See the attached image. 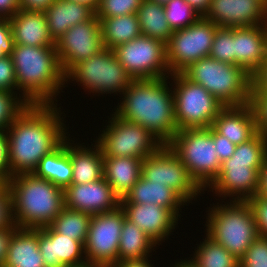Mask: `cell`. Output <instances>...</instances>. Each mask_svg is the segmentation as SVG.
I'll return each mask as SVG.
<instances>
[{
  "label": "cell",
  "instance_id": "6da1fadb",
  "mask_svg": "<svg viewBox=\"0 0 267 267\" xmlns=\"http://www.w3.org/2000/svg\"><path fill=\"white\" fill-rule=\"evenodd\" d=\"M59 112L55 104H31L5 130L8 138L9 178L17 174L33 173L43 156L69 138Z\"/></svg>",
  "mask_w": 267,
  "mask_h": 267
},
{
  "label": "cell",
  "instance_id": "7a4b0ae2",
  "mask_svg": "<svg viewBox=\"0 0 267 267\" xmlns=\"http://www.w3.org/2000/svg\"><path fill=\"white\" fill-rule=\"evenodd\" d=\"M166 80H133L115 110L122 119L143 126L163 145H168L178 131L173 91L170 93Z\"/></svg>",
  "mask_w": 267,
  "mask_h": 267
},
{
  "label": "cell",
  "instance_id": "3957f363",
  "mask_svg": "<svg viewBox=\"0 0 267 267\" xmlns=\"http://www.w3.org/2000/svg\"><path fill=\"white\" fill-rule=\"evenodd\" d=\"M17 90L29 104L53 105L65 84L56 46L14 44L12 54Z\"/></svg>",
  "mask_w": 267,
  "mask_h": 267
},
{
  "label": "cell",
  "instance_id": "277c9868",
  "mask_svg": "<svg viewBox=\"0 0 267 267\" xmlns=\"http://www.w3.org/2000/svg\"><path fill=\"white\" fill-rule=\"evenodd\" d=\"M14 222L19 228L49 226L65 207L64 190L51 181L22 173L7 180Z\"/></svg>",
  "mask_w": 267,
  "mask_h": 267
},
{
  "label": "cell",
  "instance_id": "5b68a950",
  "mask_svg": "<svg viewBox=\"0 0 267 267\" xmlns=\"http://www.w3.org/2000/svg\"><path fill=\"white\" fill-rule=\"evenodd\" d=\"M182 73L224 106H242L251 102L253 76L239 65L220 62L208 56L191 63Z\"/></svg>",
  "mask_w": 267,
  "mask_h": 267
},
{
  "label": "cell",
  "instance_id": "8992f818",
  "mask_svg": "<svg viewBox=\"0 0 267 267\" xmlns=\"http://www.w3.org/2000/svg\"><path fill=\"white\" fill-rule=\"evenodd\" d=\"M213 206L206 222V234L238 260L259 236L254 213L247 201Z\"/></svg>",
  "mask_w": 267,
  "mask_h": 267
},
{
  "label": "cell",
  "instance_id": "52a82bcc",
  "mask_svg": "<svg viewBox=\"0 0 267 267\" xmlns=\"http://www.w3.org/2000/svg\"><path fill=\"white\" fill-rule=\"evenodd\" d=\"M168 145L203 190L217 178L221 162L215 151L212 127L179 130Z\"/></svg>",
  "mask_w": 267,
  "mask_h": 267
},
{
  "label": "cell",
  "instance_id": "ba28073f",
  "mask_svg": "<svg viewBox=\"0 0 267 267\" xmlns=\"http://www.w3.org/2000/svg\"><path fill=\"white\" fill-rule=\"evenodd\" d=\"M170 77L175 83L172 91L178 131L211 127L225 106L201 85L189 80L182 72L173 73Z\"/></svg>",
  "mask_w": 267,
  "mask_h": 267
},
{
  "label": "cell",
  "instance_id": "9c48e42d",
  "mask_svg": "<svg viewBox=\"0 0 267 267\" xmlns=\"http://www.w3.org/2000/svg\"><path fill=\"white\" fill-rule=\"evenodd\" d=\"M68 79L80 82L90 93L99 94H111V92L123 94L133 81L119 63L114 51L109 48H104L98 54L74 65L65 74V82Z\"/></svg>",
  "mask_w": 267,
  "mask_h": 267
},
{
  "label": "cell",
  "instance_id": "30bf717a",
  "mask_svg": "<svg viewBox=\"0 0 267 267\" xmlns=\"http://www.w3.org/2000/svg\"><path fill=\"white\" fill-rule=\"evenodd\" d=\"M112 114L110 125L95 141L104 157H133L144 159L163 144L143 126Z\"/></svg>",
  "mask_w": 267,
  "mask_h": 267
},
{
  "label": "cell",
  "instance_id": "8fae6325",
  "mask_svg": "<svg viewBox=\"0 0 267 267\" xmlns=\"http://www.w3.org/2000/svg\"><path fill=\"white\" fill-rule=\"evenodd\" d=\"M113 51L119 63L133 80L160 79L171 76L167 63L166 44L158 39L140 35L136 39L117 46Z\"/></svg>",
  "mask_w": 267,
  "mask_h": 267
},
{
  "label": "cell",
  "instance_id": "7c38bea8",
  "mask_svg": "<svg viewBox=\"0 0 267 267\" xmlns=\"http://www.w3.org/2000/svg\"><path fill=\"white\" fill-rule=\"evenodd\" d=\"M217 27L214 22L201 16L194 24L173 31L166 44L170 73L182 72L191 63L208 57Z\"/></svg>",
  "mask_w": 267,
  "mask_h": 267
},
{
  "label": "cell",
  "instance_id": "4fadbf2b",
  "mask_svg": "<svg viewBox=\"0 0 267 267\" xmlns=\"http://www.w3.org/2000/svg\"><path fill=\"white\" fill-rule=\"evenodd\" d=\"M141 175L150 182L165 184L187 203L203 191L169 145H162L143 159Z\"/></svg>",
  "mask_w": 267,
  "mask_h": 267
},
{
  "label": "cell",
  "instance_id": "5bb4252c",
  "mask_svg": "<svg viewBox=\"0 0 267 267\" xmlns=\"http://www.w3.org/2000/svg\"><path fill=\"white\" fill-rule=\"evenodd\" d=\"M124 209L92 215L84 244L86 262L104 267L117 264L118 246L124 218Z\"/></svg>",
  "mask_w": 267,
  "mask_h": 267
},
{
  "label": "cell",
  "instance_id": "9a60e30c",
  "mask_svg": "<svg viewBox=\"0 0 267 267\" xmlns=\"http://www.w3.org/2000/svg\"><path fill=\"white\" fill-rule=\"evenodd\" d=\"M55 46L62 70L66 74L74 65L104 49L100 20L95 15L91 20L69 28L55 42Z\"/></svg>",
  "mask_w": 267,
  "mask_h": 267
},
{
  "label": "cell",
  "instance_id": "2e32d148",
  "mask_svg": "<svg viewBox=\"0 0 267 267\" xmlns=\"http://www.w3.org/2000/svg\"><path fill=\"white\" fill-rule=\"evenodd\" d=\"M262 165L263 162L232 161L230 157L221 163L217 178L208 187L220 197L236 196L234 201H248L258 193Z\"/></svg>",
  "mask_w": 267,
  "mask_h": 267
},
{
  "label": "cell",
  "instance_id": "e0dca14e",
  "mask_svg": "<svg viewBox=\"0 0 267 267\" xmlns=\"http://www.w3.org/2000/svg\"><path fill=\"white\" fill-rule=\"evenodd\" d=\"M64 200L66 208L90 215L113 211L121 204L104 177L88 184H71L64 190Z\"/></svg>",
  "mask_w": 267,
  "mask_h": 267
},
{
  "label": "cell",
  "instance_id": "ac0fdd59",
  "mask_svg": "<svg viewBox=\"0 0 267 267\" xmlns=\"http://www.w3.org/2000/svg\"><path fill=\"white\" fill-rule=\"evenodd\" d=\"M218 27L267 24V7L260 0H211L204 16Z\"/></svg>",
  "mask_w": 267,
  "mask_h": 267
},
{
  "label": "cell",
  "instance_id": "d6986e66",
  "mask_svg": "<svg viewBox=\"0 0 267 267\" xmlns=\"http://www.w3.org/2000/svg\"><path fill=\"white\" fill-rule=\"evenodd\" d=\"M38 246L45 267H73L86 263L84 245L57 233L50 225L38 228ZM82 256V257H81Z\"/></svg>",
  "mask_w": 267,
  "mask_h": 267
},
{
  "label": "cell",
  "instance_id": "ffe728a7",
  "mask_svg": "<svg viewBox=\"0 0 267 267\" xmlns=\"http://www.w3.org/2000/svg\"><path fill=\"white\" fill-rule=\"evenodd\" d=\"M235 65L254 76L267 61V24L234 27Z\"/></svg>",
  "mask_w": 267,
  "mask_h": 267
},
{
  "label": "cell",
  "instance_id": "44dd1931",
  "mask_svg": "<svg viewBox=\"0 0 267 267\" xmlns=\"http://www.w3.org/2000/svg\"><path fill=\"white\" fill-rule=\"evenodd\" d=\"M126 218L136 224L156 244L168 238L178 217L168 208L157 204L121 203ZM170 233V234H169Z\"/></svg>",
  "mask_w": 267,
  "mask_h": 267
},
{
  "label": "cell",
  "instance_id": "7402d4cb",
  "mask_svg": "<svg viewBox=\"0 0 267 267\" xmlns=\"http://www.w3.org/2000/svg\"><path fill=\"white\" fill-rule=\"evenodd\" d=\"M211 127L235 145L248 142L258 133L256 115L251 103L225 106Z\"/></svg>",
  "mask_w": 267,
  "mask_h": 267
},
{
  "label": "cell",
  "instance_id": "603a6c76",
  "mask_svg": "<svg viewBox=\"0 0 267 267\" xmlns=\"http://www.w3.org/2000/svg\"><path fill=\"white\" fill-rule=\"evenodd\" d=\"M14 44L55 46L44 12L19 10L9 19Z\"/></svg>",
  "mask_w": 267,
  "mask_h": 267
},
{
  "label": "cell",
  "instance_id": "cb8c5ba5",
  "mask_svg": "<svg viewBox=\"0 0 267 267\" xmlns=\"http://www.w3.org/2000/svg\"><path fill=\"white\" fill-rule=\"evenodd\" d=\"M44 14L49 34L56 42L69 28L91 20L96 15V11L86 4L75 1L55 0Z\"/></svg>",
  "mask_w": 267,
  "mask_h": 267
},
{
  "label": "cell",
  "instance_id": "d4e9b609",
  "mask_svg": "<svg viewBox=\"0 0 267 267\" xmlns=\"http://www.w3.org/2000/svg\"><path fill=\"white\" fill-rule=\"evenodd\" d=\"M121 203L157 204L170 209L177 217L179 209L186 201L165 184L153 183L142 175L133 188L121 199Z\"/></svg>",
  "mask_w": 267,
  "mask_h": 267
},
{
  "label": "cell",
  "instance_id": "484cf974",
  "mask_svg": "<svg viewBox=\"0 0 267 267\" xmlns=\"http://www.w3.org/2000/svg\"><path fill=\"white\" fill-rule=\"evenodd\" d=\"M142 161L133 157H103V177L120 200L141 177Z\"/></svg>",
  "mask_w": 267,
  "mask_h": 267
},
{
  "label": "cell",
  "instance_id": "4316f807",
  "mask_svg": "<svg viewBox=\"0 0 267 267\" xmlns=\"http://www.w3.org/2000/svg\"><path fill=\"white\" fill-rule=\"evenodd\" d=\"M2 267H45L38 246V228H18L14 232Z\"/></svg>",
  "mask_w": 267,
  "mask_h": 267
},
{
  "label": "cell",
  "instance_id": "83f0119b",
  "mask_svg": "<svg viewBox=\"0 0 267 267\" xmlns=\"http://www.w3.org/2000/svg\"><path fill=\"white\" fill-rule=\"evenodd\" d=\"M70 139H65L56 149L42 157L33 171L36 177L51 181L65 190L71 185L72 164L70 160Z\"/></svg>",
  "mask_w": 267,
  "mask_h": 267
},
{
  "label": "cell",
  "instance_id": "f1b7e54d",
  "mask_svg": "<svg viewBox=\"0 0 267 267\" xmlns=\"http://www.w3.org/2000/svg\"><path fill=\"white\" fill-rule=\"evenodd\" d=\"M94 148L82 147L81 144L70 145L72 164L71 184H88L103 178V153L95 143Z\"/></svg>",
  "mask_w": 267,
  "mask_h": 267
},
{
  "label": "cell",
  "instance_id": "f546056e",
  "mask_svg": "<svg viewBox=\"0 0 267 267\" xmlns=\"http://www.w3.org/2000/svg\"><path fill=\"white\" fill-rule=\"evenodd\" d=\"M156 245L144 231L125 217L119 240L117 263L148 258L151 249Z\"/></svg>",
  "mask_w": 267,
  "mask_h": 267
},
{
  "label": "cell",
  "instance_id": "4dcf8cb0",
  "mask_svg": "<svg viewBox=\"0 0 267 267\" xmlns=\"http://www.w3.org/2000/svg\"><path fill=\"white\" fill-rule=\"evenodd\" d=\"M100 20L104 48L113 50L117 46L141 35L137 14L115 17H97Z\"/></svg>",
  "mask_w": 267,
  "mask_h": 267
},
{
  "label": "cell",
  "instance_id": "1f68e13d",
  "mask_svg": "<svg viewBox=\"0 0 267 267\" xmlns=\"http://www.w3.org/2000/svg\"><path fill=\"white\" fill-rule=\"evenodd\" d=\"M141 35L158 39L167 44L173 33L169 27L162 4L150 0H142L137 10Z\"/></svg>",
  "mask_w": 267,
  "mask_h": 267
},
{
  "label": "cell",
  "instance_id": "d6a6232c",
  "mask_svg": "<svg viewBox=\"0 0 267 267\" xmlns=\"http://www.w3.org/2000/svg\"><path fill=\"white\" fill-rule=\"evenodd\" d=\"M92 215L64 207L50 226L57 232L85 244Z\"/></svg>",
  "mask_w": 267,
  "mask_h": 267
},
{
  "label": "cell",
  "instance_id": "836d02e7",
  "mask_svg": "<svg viewBox=\"0 0 267 267\" xmlns=\"http://www.w3.org/2000/svg\"><path fill=\"white\" fill-rule=\"evenodd\" d=\"M191 261L196 267H239V260L207 234Z\"/></svg>",
  "mask_w": 267,
  "mask_h": 267
},
{
  "label": "cell",
  "instance_id": "e575fe53",
  "mask_svg": "<svg viewBox=\"0 0 267 267\" xmlns=\"http://www.w3.org/2000/svg\"><path fill=\"white\" fill-rule=\"evenodd\" d=\"M163 6L172 31L184 29L201 17L185 0H170Z\"/></svg>",
  "mask_w": 267,
  "mask_h": 267
},
{
  "label": "cell",
  "instance_id": "d590c367",
  "mask_svg": "<svg viewBox=\"0 0 267 267\" xmlns=\"http://www.w3.org/2000/svg\"><path fill=\"white\" fill-rule=\"evenodd\" d=\"M209 57L235 65L234 27H217Z\"/></svg>",
  "mask_w": 267,
  "mask_h": 267
},
{
  "label": "cell",
  "instance_id": "8d00e7d4",
  "mask_svg": "<svg viewBox=\"0 0 267 267\" xmlns=\"http://www.w3.org/2000/svg\"><path fill=\"white\" fill-rule=\"evenodd\" d=\"M267 157V138L257 133L248 142L236 145L232 161L264 162Z\"/></svg>",
  "mask_w": 267,
  "mask_h": 267
},
{
  "label": "cell",
  "instance_id": "74e56055",
  "mask_svg": "<svg viewBox=\"0 0 267 267\" xmlns=\"http://www.w3.org/2000/svg\"><path fill=\"white\" fill-rule=\"evenodd\" d=\"M15 92L0 90V130L5 131L11 123L29 105L24 99L17 97Z\"/></svg>",
  "mask_w": 267,
  "mask_h": 267
},
{
  "label": "cell",
  "instance_id": "f35d334b",
  "mask_svg": "<svg viewBox=\"0 0 267 267\" xmlns=\"http://www.w3.org/2000/svg\"><path fill=\"white\" fill-rule=\"evenodd\" d=\"M142 0H100L96 17H115L137 13Z\"/></svg>",
  "mask_w": 267,
  "mask_h": 267
},
{
  "label": "cell",
  "instance_id": "ab89813d",
  "mask_svg": "<svg viewBox=\"0 0 267 267\" xmlns=\"http://www.w3.org/2000/svg\"><path fill=\"white\" fill-rule=\"evenodd\" d=\"M239 267H267V237L258 236L239 259Z\"/></svg>",
  "mask_w": 267,
  "mask_h": 267
},
{
  "label": "cell",
  "instance_id": "60d3db41",
  "mask_svg": "<svg viewBox=\"0 0 267 267\" xmlns=\"http://www.w3.org/2000/svg\"><path fill=\"white\" fill-rule=\"evenodd\" d=\"M254 213L256 226L260 236L267 237V198L256 194L247 201Z\"/></svg>",
  "mask_w": 267,
  "mask_h": 267
},
{
  "label": "cell",
  "instance_id": "b9f144b4",
  "mask_svg": "<svg viewBox=\"0 0 267 267\" xmlns=\"http://www.w3.org/2000/svg\"><path fill=\"white\" fill-rule=\"evenodd\" d=\"M15 226L11 192L6 184L0 190V229L13 228Z\"/></svg>",
  "mask_w": 267,
  "mask_h": 267
},
{
  "label": "cell",
  "instance_id": "7bdbcfd3",
  "mask_svg": "<svg viewBox=\"0 0 267 267\" xmlns=\"http://www.w3.org/2000/svg\"><path fill=\"white\" fill-rule=\"evenodd\" d=\"M17 88L12 57L6 55L0 58V90L14 92Z\"/></svg>",
  "mask_w": 267,
  "mask_h": 267
},
{
  "label": "cell",
  "instance_id": "ee69618b",
  "mask_svg": "<svg viewBox=\"0 0 267 267\" xmlns=\"http://www.w3.org/2000/svg\"><path fill=\"white\" fill-rule=\"evenodd\" d=\"M250 103L255 111L258 132L267 138V95H251Z\"/></svg>",
  "mask_w": 267,
  "mask_h": 267
},
{
  "label": "cell",
  "instance_id": "f6af8a7d",
  "mask_svg": "<svg viewBox=\"0 0 267 267\" xmlns=\"http://www.w3.org/2000/svg\"><path fill=\"white\" fill-rule=\"evenodd\" d=\"M14 47L9 19L0 18V58L11 55Z\"/></svg>",
  "mask_w": 267,
  "mask_h": 267
},
{
  "label": "cell",
  "instance_id": "bcb514c9",
  "mask_svg": "<svg viewBox=\"0 0 267 267\" xmlns=\"http://www.w3.org/2000/svg\"><path fill=\"white\" fill-rule=\"evenodd\" d=\"M212 137H213V142L215 144V151L217 152L220 162L222 163L223 161L232 157L236 145L233 144L226 137L218 134L213 128H212Z\"/></svg>",
  "mask_w": 267,
  "mask_h": 267
},
{
  "label": "cell",
  "instance_id": "7dc6e473",
  "mask_svg": "<svg viewBox=\"0 0 267 267\" xmlns=\"http://www.w3.org/2000/svg\"><path fill=\"white\" fill-rule=\"evenodd\" d=\"M8 138L6 131L0 130V176L7 182L9 178L8 161Z\"/></svg>",
  "mask_w": 267,
  "mask_h": 267
},
{
  "label": "cell",
  "instance_id": "c3c4849f",
  "mask_svg": "<svg viewBox=\"0 0 267 267\" xmlns=\"http://www.w3.org/2000/svg\"><path fill=\"white\" fill-rule=\"evenodd\" d=\"M251 95H267V61L253 76V90Z\"/></svg>",
  "mask_w": 267,
  "mask_h": 267
},
{
  "label": "cell",
  "instance_id": "681fc988",
  "mask_svg": "<svg viewBox=\"0 0 267 267\" xmlns=\"http://www.w3.org/2000/svg\"><path fill=\"white\" fill-rule=\"evenodd\" d=\"M18 228L15 226L13 228L0 229V267L5 264L11 237Z\"/></svg>",
  "mask_w": 267,
  "mask_h": 267
},
{
  "label": "cell",
  "instance_id": "f907efd6",
  "mask_svg": "<svg viewBox=\"0 0 267 267\" xmlns=\"http://www.w3.org/2000/svg\"><path fill=\"white\" fill-rule=\"evenodd\" d=\"M55 0H19L20 10L45 12Z\"/></svg>",
  "mask_w": 267,
  "mask_h": 267
},
{
  "label": "cell",
  "instance_id": "816d5d0a",
  "mask_svg": "<svg viewBox=\"0 0 267 267\" xmlns=\"http://www.w3.org/2000/svg\"><path fill=\"white\" fill-rule=\"evenodd\" d=\"M19 10V0H0V18L10 19Z\"/></svg>",
  "mask_w": 267,
  "mask_h": 267
},
{
  "label": "cell",
  "instance_id": "f5cc1de1",
  "mask_svg": "<svg viewBox=\"0 0 267 267\" xmlns=\"http://www.w3.org/2000/svg\"><path fill=\"white\" fill-rule=\"evenodd\" d=\"M257 194L261 197L267 198V157L265 158L260 169L259 190Z\"/></svg>",
  "mask_w": 267,
  "mask_h": 267
},
{
  "label": "cell",
  "instance_id": "db71d44e",
  "mask_svg": "<svg viewBox=\"0 0 267 267\" xmlns=\"http://www.w3.org/2000/svg\"><path fill=\"white\" fill-rule=\"evenodd\" d=\"M201 16H205L210 8L211 0H185Z\"/></svg>",
  "mask_w": 267,
  "mask_h": 267
},
{
  "label": "cell",
  "instance_id": "11a10c76",
  "mask_svg": "<svg viewBox=\"0 0 267 267\" xmlns=\"http://www.w3.org/2000/svg\"><path fill=\"white\" fill-rule=\"evenodd\" d=\"M114 267H152L148 258L117 263Z\"/></svg>",
  "mask_w": 267,
  "mask_h": 267
},
{
  "label": "cell",
  "instance_id": "9f6ffc18",
  "mask_svg": "<svg viewBox=\"0 0 267 267\" xmlns=\"http://www.w3.org/2000/svg\"><path fill=\"white\" fill-rule=\"evenodd\" d=\"M70 1H75L77 3L86 4L92 7L95 11L97 10L99 2H100V0H70Z\"/></svg>",
  "mask_w": 267,
  "mask_h": 267
},
{
  "label": "cell",
  "instance_id": "6f0895ef",
  "mask_svg": "<svg viewBox=\"0 0 267 267\" xmlns=\"http://www.w3.org/2000/svg\"><path fill=\"white\" fill-rule=\"evenodd\" d=\"M174 267H196L194 263H192L191 259L190 260H183L181 262H178L174 265Z\"/></svg>",
  "mask_w": 267,
  "mask_h": 267
},
{
  "label": "cell",
  "instance_id": "680465c9",
  "mask_svg": "<svg viewBox=\"0 0 267 267\" xmlns=\"http://www.w3.org/2000/svg\"><path fill=\"white\" fill-rule=\"evenodd\" d=\"M73 267H104V266H101V265H96V264H91V263H84L82 265H78V266H73Z\"/></svg>",
  "mask_w": 267,
  "mask_h": 267
},
{
  "label": "cell",
  "instance_id": "91938a15",
  "mask_svg": "<svg viewBox=\"0 0 267 267\" xmlns=\"http://www.w3.org/2000/svg\"><path fill=\"white\" fill-rule=\"evenodd\" d=\"M152 2H157L159 4L165 5L166 3H168L170 0H150Z\"/></svg>",
  "mask_w": 267,
  "mask_h": 267
},
{
  "label": "cell",
  "instance_id": "94428289",
  "mask_svg": "<svg viewBox=\"0 0 267 267\" xmlns=\"http://www.w3.org/2000/svg\"><path fill=\"white\" fill-rule=\"evenodd\" d=\"M7 184V182L0 176V190Z\"/></svg>",
  "mask_w": 267,
  "mask_h": 267
},
{
  "label": "cell",
  "instance_id": "6125c7cd",
  "mask_svg": "<svg viewBox=\"0 0 267 267\" xmlns=\"http://www.w3.org/2000/svg\"><path fill=\"white\" fill-rule=\"evenodd\" d=\"M267 7V0H260Z\"/></svg>",
  "mask_w": 267,
  "mask_h": 267
}]
</instances>
